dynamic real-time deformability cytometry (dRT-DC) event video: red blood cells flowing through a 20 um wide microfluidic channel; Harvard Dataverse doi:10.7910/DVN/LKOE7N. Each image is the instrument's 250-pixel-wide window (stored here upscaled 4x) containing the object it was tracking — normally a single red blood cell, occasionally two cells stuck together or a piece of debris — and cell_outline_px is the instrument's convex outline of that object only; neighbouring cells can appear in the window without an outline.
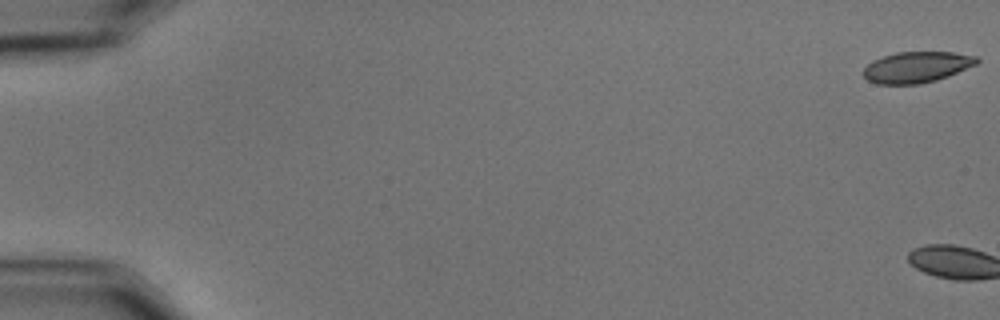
{"species": "common noctule bat (a hibernating species)", "species_latin": "Nyctalus noctula", "temperature_condition": "cold", "stored_images_in_passage": 3, "camera_frame_rate_fps": 3000, "um_per_image_px": 0.085, "animal": {"sex": "male", "body_mass_g": 15.6}, "frame": {"image": 1, "passage_image": 1, "time_ms": 0.0, "image_size_px": [1000, 320], "cell_outline_px": [[980, 60], [976, 64], [948, 76], [936, 80], [916, 84], [880, 84], [868, 80], [864, 76], [864, 68], [872, 60], [896, 52], [952, 52], [976, 56]], "centroid_in_image_um": [77.92, 5.7], "position_along_channel_um": 7.1, "area_um2": 20.29}}